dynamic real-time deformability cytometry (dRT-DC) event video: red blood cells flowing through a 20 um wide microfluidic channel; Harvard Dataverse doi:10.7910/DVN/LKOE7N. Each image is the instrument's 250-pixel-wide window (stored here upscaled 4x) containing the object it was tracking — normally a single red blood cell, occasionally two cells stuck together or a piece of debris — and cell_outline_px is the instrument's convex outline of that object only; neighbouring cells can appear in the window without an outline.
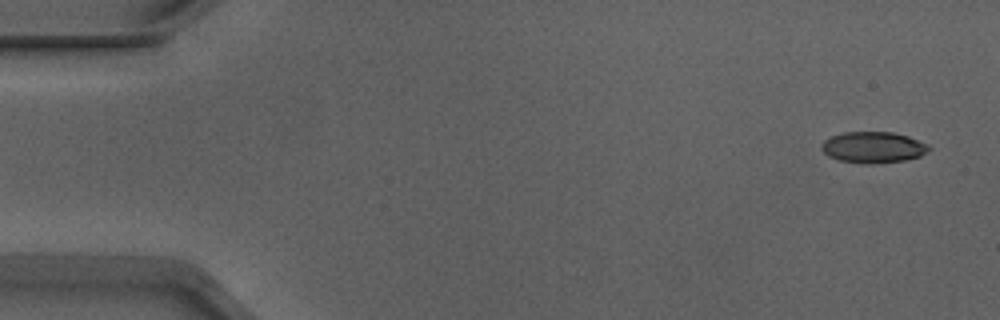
{"species": "Egyptian fruit bat (a non-hibernating species)", "species_latin": "Rousettus aegyptiacus", "temperature_condition": "warm", "stored_images_in_passage": 12, "camera_frame_rate_fps": 3000, "um_per_image_px": 0.085, "animal": {"sex": "male"}, "frame": {"image": 1, "passage_image": 1, "time_ms": 0.0, "image_size_px": [1000, 320], "cell_outline_px": [[932, 148], [928, 152], [920, 156], [904, 160], [872, 164], [864, 164], [836, 160], [828, 156], [820, 148], [820, 144], [824, 140], [832, 136], [844, 132], [892, 132], [908, 136], [928, 144]], "centroid_in_image_um": [74.21, 12.53], "position_along_channel_um": 10.8, "area_um2": 19.71}}